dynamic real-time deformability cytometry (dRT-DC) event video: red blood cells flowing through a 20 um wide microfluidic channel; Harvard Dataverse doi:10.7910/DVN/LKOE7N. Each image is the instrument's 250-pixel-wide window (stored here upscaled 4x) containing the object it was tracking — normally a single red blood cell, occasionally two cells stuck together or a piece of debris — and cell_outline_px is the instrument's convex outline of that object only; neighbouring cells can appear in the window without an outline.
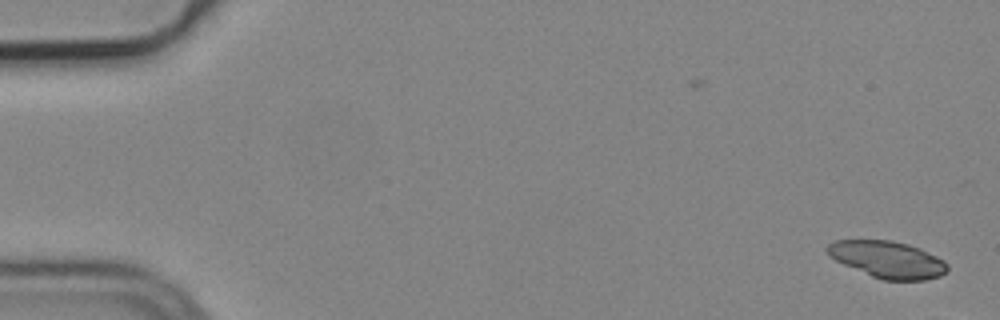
{"species": "common noctule bat (a hibernating species)", "species_latin": "Nyctalus noctula", "temperature_condition": "cold", "stored_images_in_passage": 4, "camera_frame_rate_fps": 3000, "um_per_image_px": 0.085, "animal": {"sex": "male", "body_mass_g": 19.2, "forearm_length_mm": 51.8}, "frame": {"image": 1, "passage_image": 1, "time_ms": 0.0, "image_size_px": [1000, 320], "cell_outline_px": [[948, 272], [940, 276], [924, 280], [884, 280], [872, 276], [844, 264], [828, 256], [824, 248], [828, 244], [836, 240], [892, 240], [908, 244], [920, 248], [944, 260], [948, 264]], "centroid_in_image_um": [75.45, 22.05], "position_along_channel_um": 9.6, "area_um2": 25.84}}